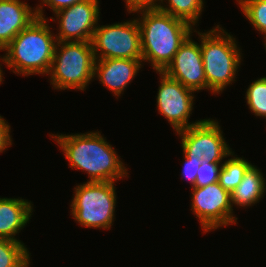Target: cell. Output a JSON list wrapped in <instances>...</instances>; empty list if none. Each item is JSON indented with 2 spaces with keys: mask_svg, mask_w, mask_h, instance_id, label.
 <instances>
[{
  "mask_svg": "<svg viewBox=\"0 0 266 267\" xmlns=\"http://www.w3.org/2000/svg\"><path fill=\"white\" fill-rule=\"evenodd\" d=\"M182 138V149L187 157H197L208 163H220L229 155L230 147L222 136L218 122L204 119L201 123L177 132Z\"/></svg>",
  "mask_w": 266,
  "mask_h": 267,
  "instance_id": "cell-8",
  "label": "cell"
},
{
  "mask_svg": "<svg viewBox=\"0 0 266 267\" xmlns=\"http://www.w3.org/2000/svg\"><path fill=\"white\" fill-rule=\"evenodd\" d=\"M141 21L142 61H150L153 68L163 71L172 61L183 42L191 36L192 26L186 21L157 8L139 9Z\"/></svg>",
  "mask_w": 266,
  "mask_h": 267,
  "instance_id": "cell-2",
  "label": "cell"
},
{
  "mask_svg": "<svg viewBox=\"0 0 266 267\" xmlns=\"http://www.w3.org/2000/svg\"><path fill=\"white\" fill-rule=\"evenodd\" d=\"M30 258L21 266V267H28L30 264Z\"/></svg>",
  "mask_w": 266,
  "mask_h": 267,
  "instance_id": "cell-27",
  "label": "cell"
},
{
  "mask_svg": "<svg viewBox=\"0 0 266 267\" xmlns=\"http://www.w3.org/2000/svg\"><path fill=\"white\" fill-rule=\"evenodd\" d=\"M219 26L217 25L207 33L198 32L201 36L200 49L207 89L211 90L212 93L223 91L227 85L234 81L241 62V53L235 39Z\"/></svg>",
  "mask_w": 266,
  "mask_h": 267,
  "instance_id": "cell-4",
  "label": "cell"
},
{
  "mask_svg": "<svg viewBox=\"0 0 266 267\" xmlns=\"http://www.w3.org/2000/svg\"><path fill=\"white\" fill-rule=\"evenodd\" d=\"M246 18L266 36V0H237Z\"/></svg>",
  "mask_w": 266,
  "mask_h": 267,
  "instance_id": "cell-20",
  "label": "cell"
},
{
  "mask_svg": "<svg viewBox=\"0 0 266 267\" xmlns=\"http://www.w3.org/2000/svg\"><path fill=\"white\" fill-rule=\"evenodd\" d=\"M192 189L191 207L205 233L236 223L237 218L232 214L231 194L218 182Z\"/></svg>",
  "mask_w": 266,
  "mask_h": 267,
  "instance_id": "cell-9",
  "label": "cell"
},
{
  "mask_svg": "<svg viewBox=\"0 0 266 267\" xmlns=\"http://www.w3.org/2000/svg\"><path fill=\"white\" fill-rule=\"evenodd\" d=\"M9 132L10 126L6 123V120L0 116V153L7 149L9 145H12Z\"/></svg>",
  "mask_w": 266,
  "mask_h": 267,
  "instance_id": "cell-25",
  "label": "cell"
},
{
  "mask_svg": "<svg viewBox=\"0 0 266 267\" xmlns=\"http://www.w3.org/2000/svg\"><path fill=\"white\" fill-rule=\"evenodd\" d=\"M161 82L157 94V107L176 132L201 123L203 120L188 123L193 108L194 96L190 88L183 86L177 80L159 71Z\"/></svg>",
  "mask_w": 266,
  "mask_h": 267,
  "instance_id": "cell-10",
  "label": "cell"
},
{
  "mask_svg": "<svg viewBox=\"0 0 266 267\" xmlns=\"http://www.w3.org/2000/svg\"><path fill=\"white\" fill-rule=\"evenodd\" d=\"M37 18L36 9L20 0H0V50Z\"/></svg>",
  "mask_w": 266,
  "mask_h": 267,
  "instance_id": "cell-14",
  "label": "cell"
},
{
  "mask_svg": "<svg viewBox=\"0 0 266 267\" xmlns=\"http://www.w3.org/2000/svg\"><path fill=\"white\" fill-rule=\"evenodd\" d=\"M98 0H84L57 11L58 42L91 41L99 19ZM74 39V40H73Z\"/></svg>",
  "mask_w": 266,
  "mask_h": 267,
  "instance_id": "cell-11",
  "label": "cell"
},
{
  "mask_svg": "<svg viewBox=\"0 0 266 267\" xmlns=\"http://www.w3.org/2000/svg\"><path fill=\"white\" fill-rule=\"evenodd\" d=\"M70 166L86 171L89 182H114L128 175L115 150L99 132L53 135Z\"/></svg>",
  "mask_w": 266,
  "mask_h": 267,
  "instance_id": "cell-1",
  "label": "cell"
},
{
  "mask_svg": "<svg viewBox=\"0 0 266 267\" xmlns=\"http://www.w3.org/2000/svg\"><path fill=\"white\" fill-rule=\"evenodd\" d=\"M2 70H1V67H0V83L2 82Z\"/></svg>",
  "mask_w": 266,
  "mask_h": 267,
  "instance_id": "cell-28",
  "label": "cell"
},
{
  "mask_svg": "<svg viewBox=\"0 0 266 267\" xmlns=\"http://www.w3.org/2000/svg\"><path fill=\"white\" fill-rule=\"evenodd\" d=\"M169 7L161 4L157 7L160 11L173 17L182 19L191 26L195 25L202 12L203 0H168Z\"/></svg>",
  "mask_w": 266,
  "mask_h": 267,
  "instance_id": "cell-18",
  "label": "cell"
},
{
  "mask_svg": "<svg viewBox=\"0 0 266 267\" xmlns=\"http://www.w3.org/2000/svg\"><path fill=\"white\" fill-rule=\"evenodd\" d=\"M32 210L27 200L0 198V237L19 241L14 236L27 224Z\"/></svg>",
  "mask_w": 266,
  "mask_h": 267,
  "instance_id": "cell-15",
  "label": "cell"
},
{
  "mask_svg": "<svg viewBox=\"0 0 266 267\" xmlns=\"http://www.w3.org/2000/svg\"><path fill=\"white\" fill-rule=\"evenodd\" d=\"M114 182H86L75 187L71 213L80 225L109 229L114 219Z\"/></svg>",
  "mask_w": 266,
  "mask_h": 267,
  "instance_id": "cell-6",
  "label": "cell"
},
{
  "mask_svg": "<svg viewBox=\"0 0 266 267\" xmlns=\"http://www.w3.org/2000/svg\"><path fill=\"white\" fill-rule=\"evenodd\" d=\"M58 47H61L60 50ZM95 61L91 41H57L48 73L51 84L55 89H79L83 91L94 78Z\"/></svg>",
  "mask_w": 266,
  "mask_h": 267,
  "instance_id": "cell-5",
  "label": "cell"
},
{
  "mask_svg": "<svg viewBox=\"0 0 266 267\" xmlns=\"http://www.w3.org/2000/svg\"><path fill=\"white\" fill-rule=\"evenodd\" d=\"M29 258L21 241L0 237V267H21Z\"/></svg>",
  "mask_w": 266,
  "mask_h": 267,
  "instance_id": "cell-19",
  "label": "cell"
},
{
  "mask_svg": "<svg viewBox=\"0 0 266 267\" xmlns=\"http://www.w3.org/2000/svg\"><path fill=\"white\" fill-rule=\"evenodd\" d=\"M42 8L41 5L36 8L37 18L3 49L8 53L1 60L13 69L14 73H20L22 76L48 75L52 64L57 40L46 24Z\"/></svg>",
  "mask_w": 266,
  "mask_h": 267,
  "instance_id": "cell-3",
  "label": "cell"
},
{
  "mask_svg": "<svg viewBox=\"0 0 266 267\" xmlns=\"http://www.w3.org/2000/svg\"><path fill=\"white\" fill-rule=\"evenodd\" d=\"M163 72L193 91L207 89L200 45L190 36L183 42Z\"/></svg>",
  "mask_w": 266,
  "mask_h": 267,
  "instance_id": "cell-12",
  "label": "cell"
},
{
  "mask_svg": "<svg viewBox=\"0 0 266 267\" xmlns=\"http://www.w3.org/2000/svg\"><path fill=\"white\" fill-rule=\"evenodd\" d=\"M265 179L262 173L252 165L245 173L241 183L231 193V205L251 206L264 195Z\"/></svg>",
  "mask_w": 266,
  "mask_h": 267,
  "instance_id": "cell-16",
  "label": "cell"
},
{
  "mask_svg": "<svg viewBox=\"0 0 266 267\" xmlns=\"http://www.w3.org/2000/svg\"><path fill=\"white\" fill-rule=\"evenodd\" d=\"M247 104L256 116L266 118V77L254 81L246 92Z\"/></svg>",
  "mask_w": 266,
  "mask_h": 267,
  "instance_id": "cell-21",
  "label": "cell"
},
{
  "mask_svg": "<svg viewBox=\"0 0 266 267\" xmlns=\"http://www.w3.org/2000/svg\"><path fill=\"white\" fill-rule=\"evenodd\" d=\"M252 166L243 158L233 157L221 164L218 183L230 194L241 183L245 173Z\"/></svg>",
  "mask_w": 266,
  "mask_h": 267,
  "instance_id": "cell-17",
  "label": "cell"
},
{
  "mask_svg": "<svg viewBox=\"0 0 266 267\" xmlns=\"http://www.w3.org/2000/svg\"><path fill=\"white\" fill-rule=\"evenodd\" d=\"M141 62L142 59H96L93 75L115 96H119L136 76Z\"/></svg>",
  "mask_w": 266,
  "mask_h": 267,
  "instance_id": "cell-13",
  "label": "cell"
},
{
  "mask_svg": "<svg viewBox=\"0 0 266 267\" xmlns=\"http://www.w3.org/2000/svg\"><path fill=\"white\" fill-rule=\"evenodd\" d=\"M219 165V163H208L206 161H202L197 171L195 187H204L218 182L219 171L221 169V166L219 167Z\"/></svg>",
  "mask_w": 266,
  "mask_h": 267,
  "instance_id": "cell-22",
  "label": "cell"
},
{
  "mask_svg": "<svg viewBox=\"0 0 266 267\" xmlns=\"http://www.w3.org/2000/svg\"><path fill=\"white\" fill-rule=\"evenodd\" d=\"M91 43L95 59H142L138 19L101 27L97 26ZM99 50L100 55L97 53Z\"/></svg>",
  "mask_w": 266,
  "mask_h": 267,
  "instance_id": "cell-7",
  "label": "cell"
},
{
  "mask_svg": "<svg viewBox=\"0 0 266 267\" xmlns=\"http://www.w3.org/2000/svg\"><path fill=\"white\" fill-rule=\"evenodd\" d=\"M155 1L162 2L163 0H126L127 10L131 13L135 10L139 9H152L157 8L159 4L155 3Z\"/></svg>",
  "mask_w": 266,
  "mask_h": 267,
  "instance_id": "cell-24",
  "label": "cell"
},
{
  "mask_svg": "<svg viewBox=\"0 0 266 267\" xmlns=\"http://www.w3.org/2000/svg\"><path fill=\"white\" fill-rule=\"evenodd\" d=\"M185 163L183 167L182 176L186 177L192 187H195V179L197 176V171L202 163L203 160L198 159L197 157H187L184 155Z\"/></svg>",
  "mask_w": 266,
  "mask_h": 267,
  "instance_id": "cell-23",
  "label": "cell"
},
{
  "mask_svg": "<svg viewBox=\"0 0 266 267\" xmlns=\"http://www.w3.org/2000/svg\"><path fill=\"white\" fill-rule=\"evenodd\" d=\"M41 1H43L41 2L42 4H46L53 10L54 13H56L61 9L70 7L75 3H79L84 0H41Z\"/></svg>",
  "mask_w": 266,
  "mask_h": 267,
  "instance_id": "cell-26",
  "label": "cell"
}]
</instances>
